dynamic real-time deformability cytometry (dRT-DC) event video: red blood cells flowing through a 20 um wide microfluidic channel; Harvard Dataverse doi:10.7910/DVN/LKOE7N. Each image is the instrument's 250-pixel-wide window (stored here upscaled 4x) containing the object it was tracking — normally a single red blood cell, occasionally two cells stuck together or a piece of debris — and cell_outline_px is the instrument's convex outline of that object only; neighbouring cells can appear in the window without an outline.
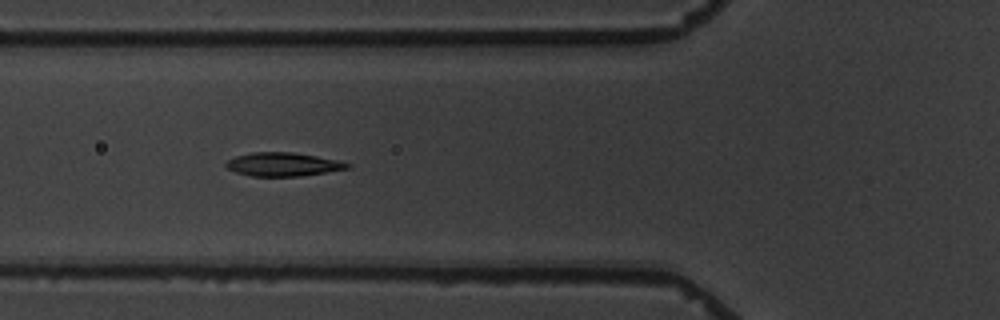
{"species": "common noctule bat (a hibernating species)", "species_latin": "Nyctalus noctula", "temperature_condition": "warm", "stored_images_in_passage": 7, "camera_frame_rate_fps": 3000, "um_per_image_px": 0.085, "animal": {"sex": "male", "body_mass_g": 19.5, "forearm_length_mm": 54.6}, "frame": {"image": 1, "passage_image": 3, "time_ms": 3.0, "image_size_px": [1000, 320], "cell_outline_px": [[352, 164], [348, 168], [300, 176], [252, 176], [236, 172], [228, 168], [224, 164], [228, 160], [236, 156], [252, 152], [292, 152], [316, 156], [336, 160]], "centroid_in_image_um": [24.02, 13.96], "position_along_channel_um": 101.8, "area_um2": 16.42}}
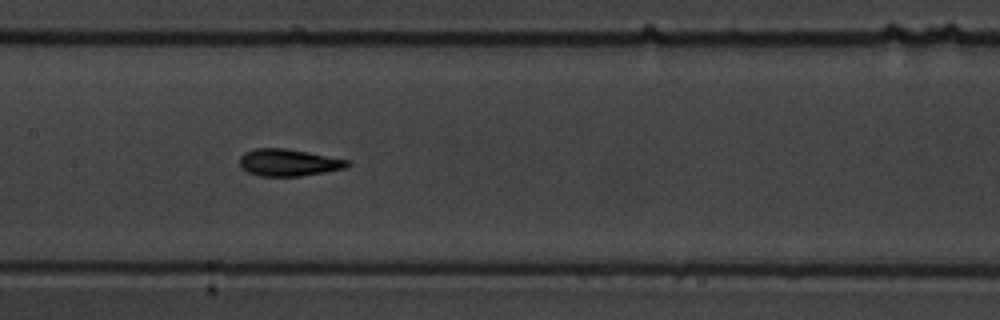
{"frame": {"image": 2, "passage_image": 5, "time_ms": 5.333, "image_size_px": [1000, 320], "cell_outline_px": [[352, 164], [344, 168], [324, 172], [300, 176], [260, 176], [248, 172], [240, 168], [240, 156], [244, 152], [256, 148], [284, 148], [308, 152], [352, 160]], "centroid_in_image_um": [24.54, 13.81], "position_along_channel_um": 182.9, "area_um2": 17.11}}
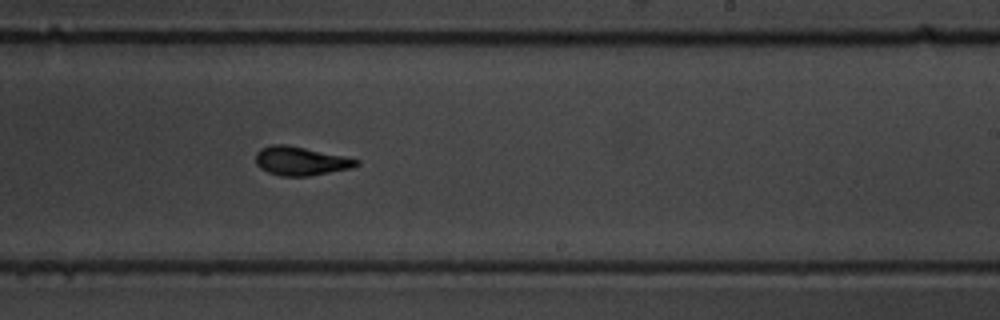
{"frame": {"image": 3, "passage_image": 7, "time_ms": 7.667, "image_size_px": [1000, 320], "cell_outline_px": [[360, 164], [352, 168], [308, 176], [280, 176], [268, 172], [260, 168], [256, 164], [256, 152], [260, 148], [272, 144], [284, 144], [344, 156], [360, 160]], "centroid_in_image_um": [25.54, 13.69], "position_along_channel_um": 263.5, "area_um2": 16.82}}